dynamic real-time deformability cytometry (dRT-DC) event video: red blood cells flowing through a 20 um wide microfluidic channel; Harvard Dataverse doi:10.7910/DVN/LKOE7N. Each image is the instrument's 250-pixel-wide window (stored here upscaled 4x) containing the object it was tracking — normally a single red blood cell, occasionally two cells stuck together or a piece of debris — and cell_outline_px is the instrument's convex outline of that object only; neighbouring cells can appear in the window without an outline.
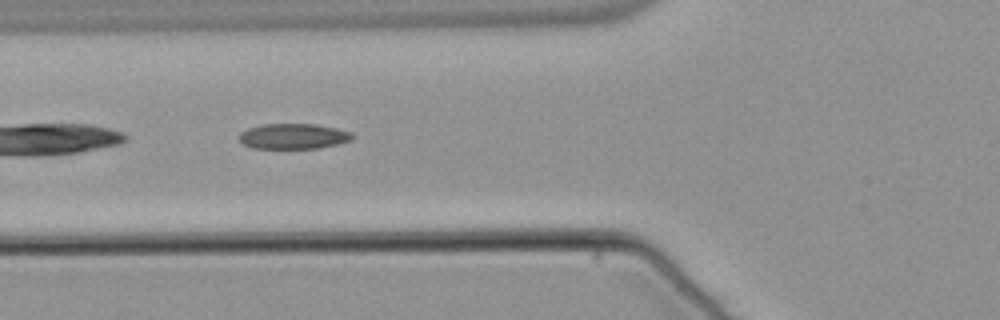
{"species": "common noctule bat (a hibernating species)", "species_latin": "Nyctalus noctula", "temperature_condition": "warm", "stored_images_in_passage": 8, "camera_frame_rate_fps": 3000, "um_per_image_px": 0.085, "animal": {"sex": "male", "body_mass_g": 21.5, "forearm_length_mm": 52.0}, "frame": {"image": 1, "passage_image": 4, "time_ms": 1.0, "image_size_px": [1000, 320], "cell_outline_px": [[356, 136], [352, 140], [320, 148], [252, 148], [244, 144], [240, 140], [240, 132], [248, 128], [260, 124], [316, 124], [336, 128], [352, 132]], "centroid_in_image_um": [24.97, 11.57], "position_along_channel_um": 100.8, "area_um2": 16.82}}